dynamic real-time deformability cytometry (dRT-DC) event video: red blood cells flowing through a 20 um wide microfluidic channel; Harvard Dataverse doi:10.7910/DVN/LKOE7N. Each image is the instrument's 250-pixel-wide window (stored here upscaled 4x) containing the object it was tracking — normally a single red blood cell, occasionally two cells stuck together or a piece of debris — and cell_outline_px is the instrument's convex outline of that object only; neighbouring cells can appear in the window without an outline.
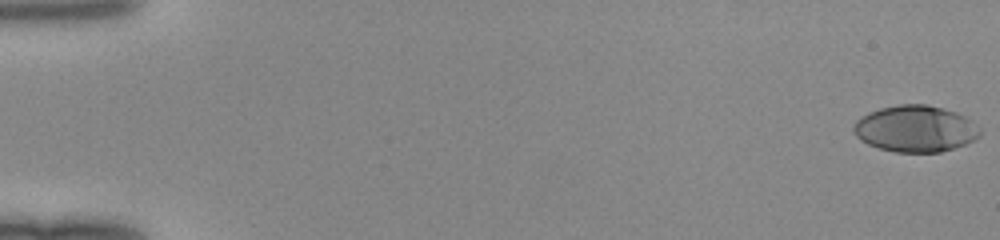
{"species": "human", "species_latin": "Homo sapiens", "temperature_condition": "room temperature", "stored_images_in_passage": 15, "camera_frame_rate_fps": 3000, "um_per_image_px": 0.085, "donor": {"sex": "female"}, "frame": {"image": 1, "passage_image": 1, "time_ms": 0.0, "image_size_px": [1000, 240], "cell_outline_px": [[980, 136], [976, 140], [940, 152], [896, 152], [880, 148], [868, 144], [860, 140], [852, 132], [852, 128], [856, 120], [880, 108], [900, 104], [928, 104], [956, 112], [972, 120], [980, 128]], "centroid_in_image_um": [77.82, 10.94], "position_along_channel_um": 7.2, "area_um2": 34.22}}
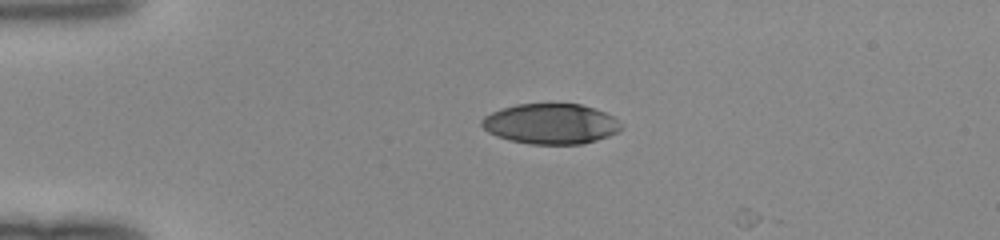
{"frame": {"image": 2, "passage_image": 13, "time_ms": 4.0, "image_size_px": [1000, 240], "cell_outline_px": [[624, 124], [616, 132], [608, 136], [584, 144], [528, 144], [508, 140], [496, 136], [488, 132], [480, 124], [480, 120], [484, 116], [492, 112], [516, 104], [580, 104], [596, 108], [612, 116]], "centroid_in_image_um": [46.8, 10.53], "position_along_channel_um": 38.2, "area_um2": 32.89}}